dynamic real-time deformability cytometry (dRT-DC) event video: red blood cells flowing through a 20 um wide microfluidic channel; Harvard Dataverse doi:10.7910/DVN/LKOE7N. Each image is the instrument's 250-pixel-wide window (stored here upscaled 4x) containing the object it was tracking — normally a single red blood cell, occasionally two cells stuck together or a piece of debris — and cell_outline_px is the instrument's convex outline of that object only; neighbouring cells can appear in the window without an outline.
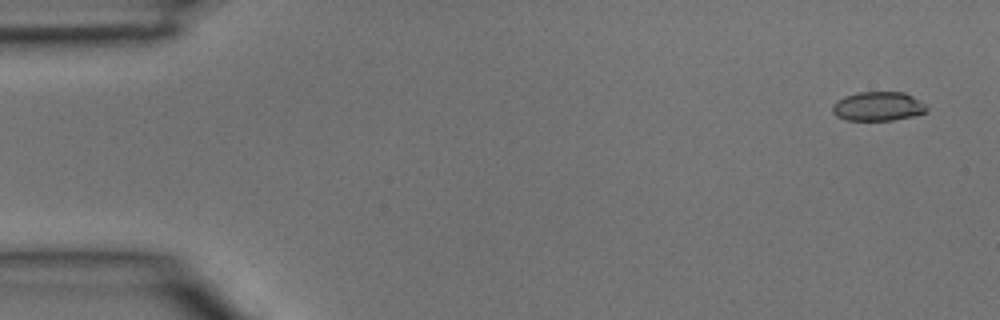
{"species": "common noctule bat (a hibernating species)", "species_latin": "Nyctalus noctula", "temperature_condition": "room temperature", "stored_images_in_passage": 5, "camera_frame_rate_fps": 3000, "um_per_image_px": 0.085, "animal": {"sex": "male", "body_mass_g": 15.6}, "frame": {"image": 1, "passage_image": 1, "time_ms": 0.0, "image_size_px": [1000, 320], "cell_outline_px": [[928, 112], [912, 116], [892, 120], [848, 120], [836, 116], [832, 112], [832, 104], [836, 100], [844, 96], [856, 92], [904, 92], [912, 96], [924, 104], [928, 108]], "centroid_in_image_um": [74.6, 9.03], "position_along_channel_um": 10.4, "area_um2": 16.07}}
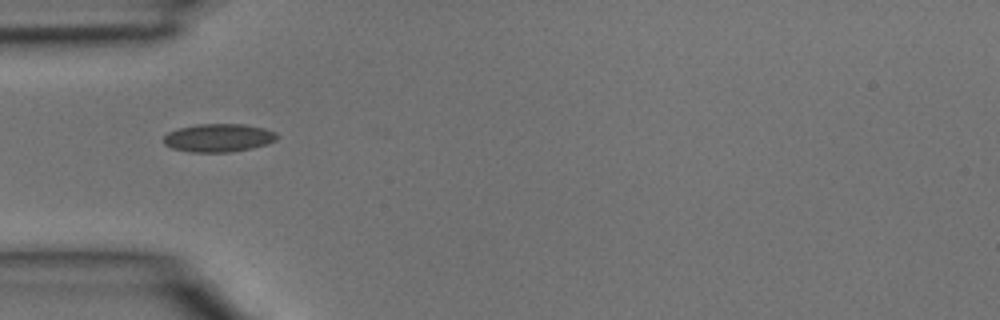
{"frame": {"image": 2, "passage_image": 4, "time_ms": 1.0, "image_size_px": [1000, 320], "cell_outline_px": [[280, 136], [276, 140], [268, 144], [252, 148], [228, 152], [192, 152], [172, 148], [164, 144], [164, 136], [168, 132], [180, 128], [196, 124], [244, 124], [264, 128], [276, 132]], "centroid_in_image_um": [18.61, 11.71], "position_along_channel_um": 66.4, "area_um2": 18.67}}
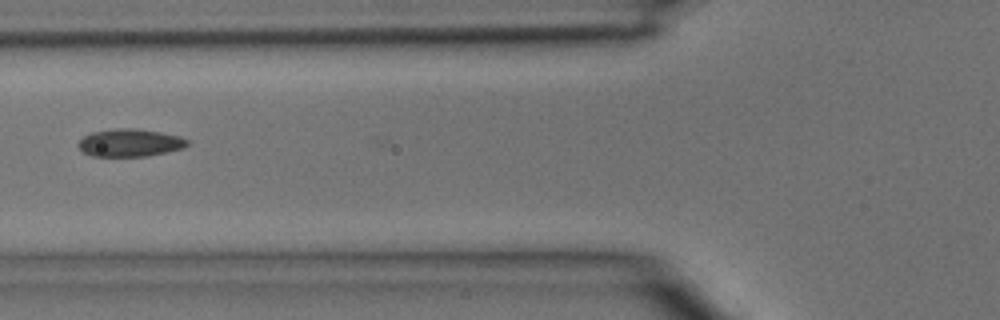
{"frame": {"image": 3, "passage_image": 5, "time_ms": 1.333, "image_size_px": [1000, 320], "cell_outline_px": [[188, 144], [184, 148], [148, 156], [92, 156], [84, 152], [76, 144], [84, 136], [92, 132], [116, 128], [132, 128], [160, 132], [180, 136], [188, 140]], "centroid_in_image_um": [11.04, 12.13], "position_along_channel_um": 114.8, "area_um2": 17.51}}